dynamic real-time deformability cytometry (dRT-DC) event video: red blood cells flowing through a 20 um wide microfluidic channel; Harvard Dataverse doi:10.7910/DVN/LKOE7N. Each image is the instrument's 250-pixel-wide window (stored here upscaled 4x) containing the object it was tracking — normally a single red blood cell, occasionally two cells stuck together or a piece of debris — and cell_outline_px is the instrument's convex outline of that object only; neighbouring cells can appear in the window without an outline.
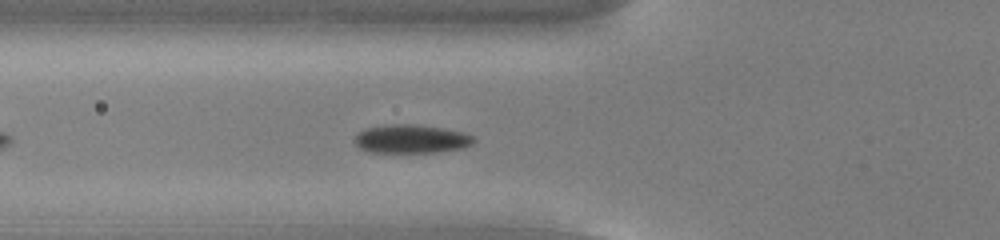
{"species": "common noctule bat (a hibernating species)", "species_latin": "Nyctalus noctula", "temperature_condition": "cold", "stored_images_in_passage": 37, "camera_frame_rate_fps": 3000, "um_per_image_px": 0.085, "animal": {"sex": "male", "body_mass_g": 13.0, "forearm_length_mm": 53.1}, "frame": {"image": 1, "passage_image": 8, "time_ms": 2.333, "image_size_px": [1000, 240], "cell_outline_px": [[476, 140], [472, 144], [464, 148], [436, 152], [368, 152], [360, 148], [352, 140], [364, 128], [388, 124], [416, 124], [444, 128], [464, 132], [476, 136]], "centroid_in_image_um": [34.99, 11.8], "position_along_channel_um": 90.8, "area_um2": 20.11}}
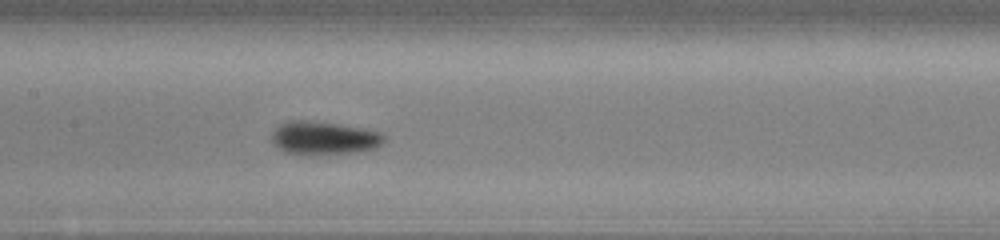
{"frame": {"image": 2, "passage_image": 15, "time_ms": 4.667, "image_size_px": [1000, 240], "cell_outline_px": [[384, 140], [376, 148], [356, 152], [308, 156], [284, 152], [272, 144], [272, 132], [280, 124], [288, 120], [308, 120], [340, 124], [364, 128], [380, 132], [384, 136]], "centroid_in_image_um": [27.49, 11.74], "position_along_channel_um": 179.9, "area_um2": 22.2}}
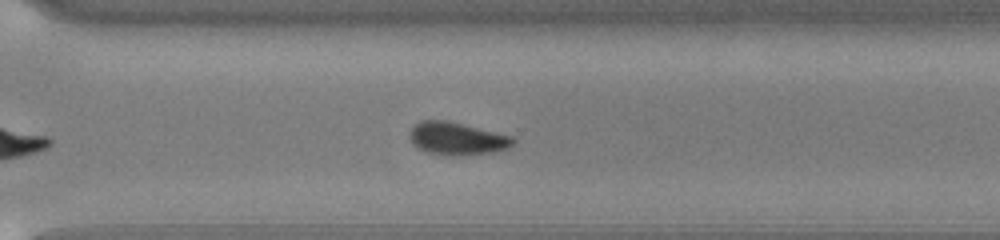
{"frame": {"image": 3, "passage_image": 27, "time_ms": 8.667, "image_size_px": [1000, 240], "cell_outline_px": [[516, 140], [508, 148], [492, 152], [464, 156], [444, 156], [424, 152], [416, 148], [412, 144], [408, 136], [408, 132], [420, 120], [444, 120], [512, 136]], "centroid_in_image_um": [38.77, 11.81], "position_along_channel_um": 331.8, "area_um2": 19.94}, "authors_computed_cell_mechanics": {"area_um2": 20.1722, "velocity_mm_per_s": 3.8004, "shape_relaxation_time_tau1_ms": 2.6461, "shape_relaxation_time_tau2_ms": null, "deformation_change_tau1": 0.0939, "deformation_change_tau2": null}}